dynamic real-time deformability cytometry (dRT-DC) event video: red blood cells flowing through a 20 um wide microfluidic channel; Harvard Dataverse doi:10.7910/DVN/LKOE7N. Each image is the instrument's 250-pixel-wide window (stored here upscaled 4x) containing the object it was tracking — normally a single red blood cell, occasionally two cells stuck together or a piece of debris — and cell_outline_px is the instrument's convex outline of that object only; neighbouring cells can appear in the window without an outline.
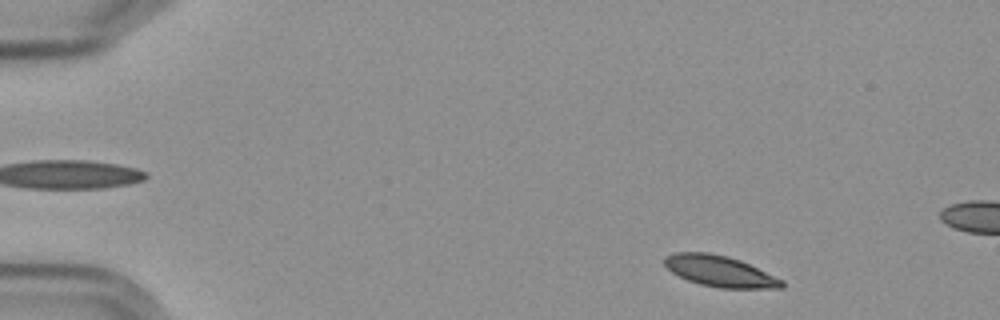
{"species": "Egyptian fruit bat (a non-hibernating species)", "species_latin": "Rousettus aegyptiacus", "temperature_condition": "cold", "stored_images_in_passage": 10, "camera_frame_rate_fps": 3000, "um_per_image_px": 0.085, "frame": {"image": 1, "passage_image": 1, "time_ms": 0.0, "image_size_px": [1000, 320], "cell_outline_px": [[784, 288], [720, 288], [700, 284], [688, 280], [672, 272], [664, 264], [664, 256], [676, 252], [708, 252], [728, 256], [740, 260], [784, 280]], "centroid_in_image_um": [61.19, 23.05], "position_along_channel_um": 23.8, "area_um2": 21.15}}